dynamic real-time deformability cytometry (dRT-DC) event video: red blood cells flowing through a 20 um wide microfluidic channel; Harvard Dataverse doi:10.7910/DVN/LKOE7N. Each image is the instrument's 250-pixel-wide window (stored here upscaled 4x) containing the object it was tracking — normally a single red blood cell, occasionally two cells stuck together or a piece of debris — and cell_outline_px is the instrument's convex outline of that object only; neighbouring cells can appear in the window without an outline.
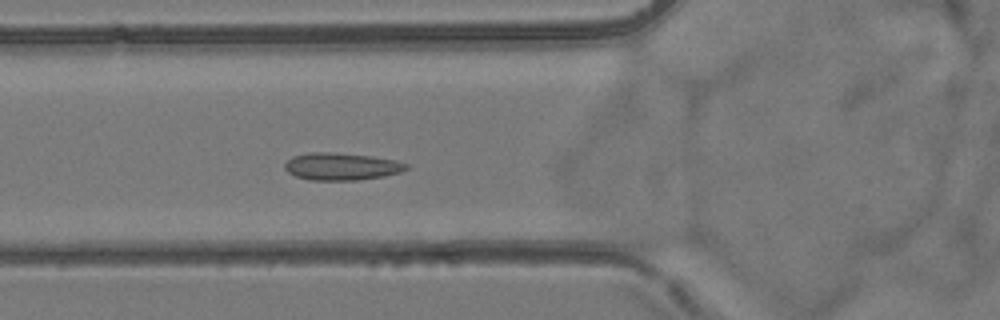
{"species": "common noctule bat (a hibernating species)", "species_latin": "Nyctalus noctula", "temperature_condition": "room temperature", "stored_images_in_passage": 4, "camera_frame_rate_fps": 3000, "um_per_image_px": 0.085, "animal": {"sex": "female", "body_mass_g": 24.6, "forearm_length_mm": 56.2}, "frame": {"image": 1, "passage_image": 4, "time_ms": 4.333, "image_size_px": [1000, 320], "cell_outline_px": [[408, 168], [400, 172], [384, 176], [356, 180], [308, 180], [296, 176], [288, 172], [284, 168], [284, 164], [292, 156], [308, 152], [332, 152], [372, 156], [396, 160], [408, 164]], "centroid_in_image_um": [29.01, 14.14], "position_along_channel_um": 96.8, "area_um2": 19.42}}